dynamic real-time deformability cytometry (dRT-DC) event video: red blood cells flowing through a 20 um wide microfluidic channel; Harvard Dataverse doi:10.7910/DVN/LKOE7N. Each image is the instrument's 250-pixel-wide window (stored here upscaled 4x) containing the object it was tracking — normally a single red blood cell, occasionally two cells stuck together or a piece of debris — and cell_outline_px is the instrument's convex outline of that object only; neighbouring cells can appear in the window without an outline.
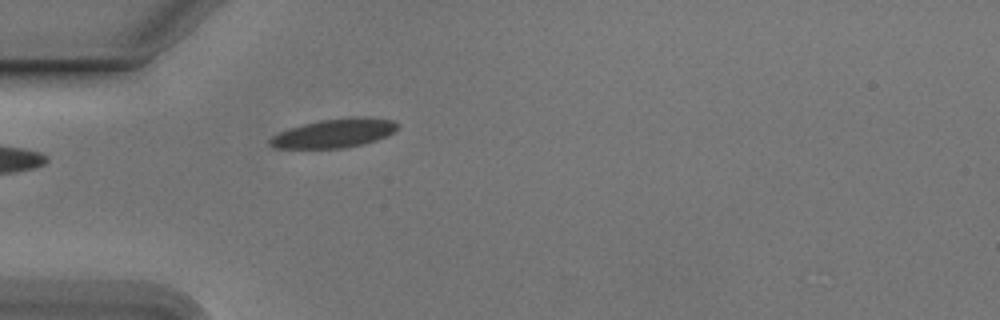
{"species": "Egyptian fruit bat (a non-hibernating species)", "species_latin": "Rousettus aegyptiacus", "temperature_condition": "cold", "stored_images_in_passage": 18, "camera_frame_rate_fps": 3000, "um_per_image_px": 0.085, "animal": {"sex": "male"}, "frame": {"image": 1, "passage_image": 1, "time_ms": 0.0, "image_size_px": [1000, 320], "cell_outline_px": [[400, 124], [392, 132], [384, 136], [360, 144], [344, 148], [276, 148], [268, 144], [268, 140], [272, 136], [280, 132], [304, 124], [320, 120], [352, 116], [368, 116], [392, 120]], "centroid_in_image_um": [28.39, 11.3], "position_along_channel_um": 56.6, "area_um2": 21.21}}
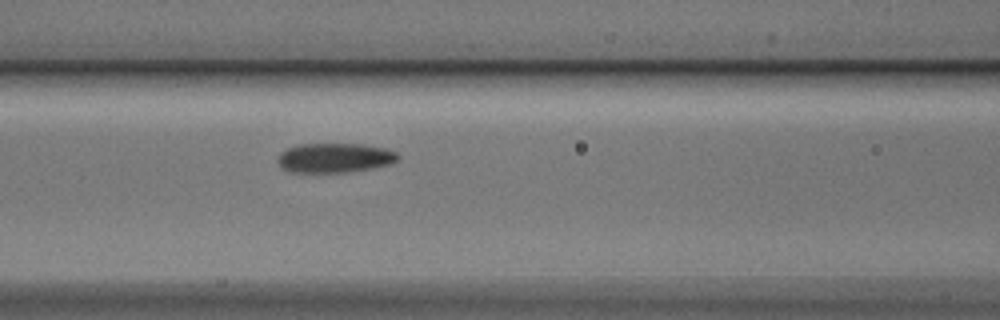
{"frame": {"image": 2, "passage_image": 8, "time_ms": 2.333, "image_size_px": [1000, 320], "cell_outline_px": [[400, 156], [396, 160], [388, 164], [372, 168], [348, 172], [288, 172], [276, 160], [280, 152], [288, 148], [300, 144], [360, 144], [384, 148], [396, 152]], "centroid_in_image_um": [28.42, 13.41], "position_along_channel_um": 138.2, "area_um2": 20.52}}
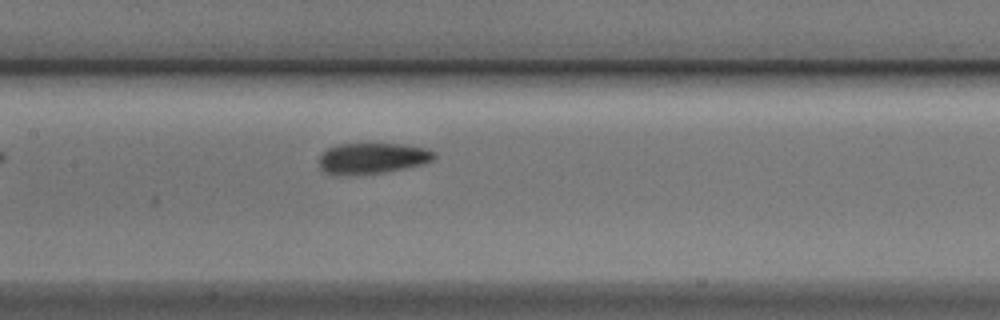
{"frame": {"image": 3, "passage_image": 11, "time_ms": 3.333, "image_size_px": [1000, 320], "cell_outline_px": [[436, 156], [432, 160], [420, 164], [404, 168], [380, 172], [328, 172], [320, 168], [320, 156], [328, 148], [336, 144], [400, 144], [424, 148], [436, 152]], "centroid_in_image_um": [31.7, 13.4], "position_along_channel_um": 175.7, "area_um2": 19.59}}